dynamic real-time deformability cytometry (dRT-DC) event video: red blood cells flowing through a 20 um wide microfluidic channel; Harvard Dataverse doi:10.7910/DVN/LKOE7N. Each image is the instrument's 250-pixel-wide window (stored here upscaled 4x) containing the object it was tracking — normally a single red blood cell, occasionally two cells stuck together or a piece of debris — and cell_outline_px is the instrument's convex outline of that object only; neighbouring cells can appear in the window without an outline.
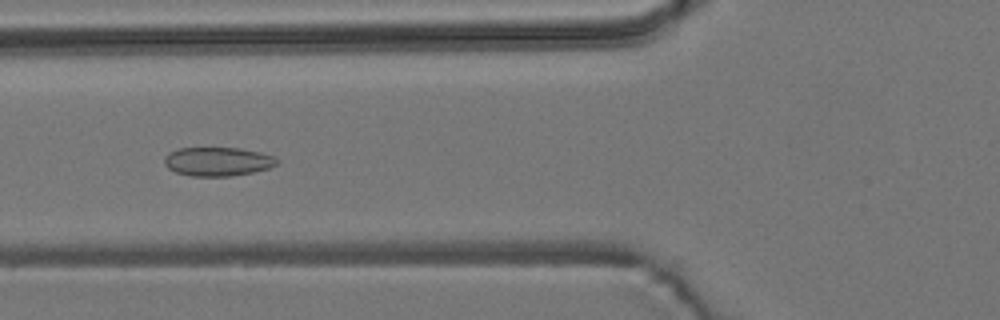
{"species": "common noctule bat (a hibernating species)", "species_latin": "Nyctalus noctula", "temperature_condition": "room temperature", "stored_images_in_passage": 55, "camera_frame_rate_fps": 3000, "um_per_image_px": 0.085, "animal": {"sex": "male", "body_mass_g": 19.2, "forearm_length_mm": 51.8}, "frame": {"image": 1, "passage_image": 21, "time_ms": 6.667, "image_size_px": [1000, 320], "cell_outline_px": [[280, 160], [276, 164], [268, 168], [252, 172], [232, 176], [192, 176], [176, 172], [168, 168], [164, 164], [164, 156], [168, 152], [180, 148], [240, 148], [260, 152], [272, 156]], "centroid_in_image_um": [18.48, 13.73], "position_along_channel_um": 107.3, "area_um2": 18.9}}
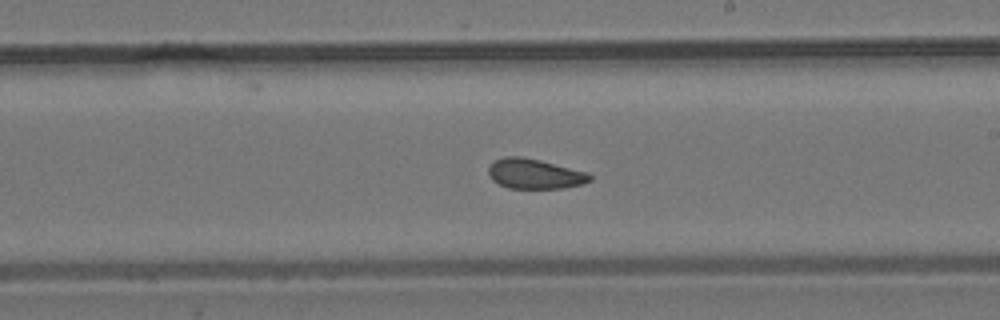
{"frame": {"image": 2, "passage_image": 32, "time_ms": 10.333, "image_size_px": [1000, 320], "cell_outline_px": [[592, 180], [584, 184], [564, 188], [508, 188], [492, 180], [488, 172], [488, 168], [496, 160], [504, 156], [520, 156], [540, 160], [588, 172], [592, 176]], "centroid_in_image_um": [45.48, 14.78], "position_along_channel_um": 243.5, "area_um2": 17.74}}
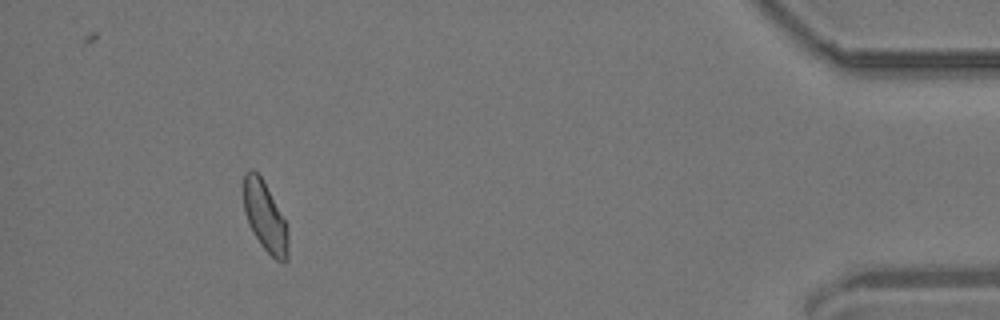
{"frame": {"image": 3, "passage_image": 51, "time_ms": 16.667, "image_size_px": [1000, 320], "cell_outline_px": [[288, 260], [276, 260], [260, 244], [252, 232], [248, 224], [244, 212], [244, 172], [252, 168], [260, 176], [284, 220], [288, 228]], "centroid_in_image_um": [22.51, 18.44], "position_along_channel_um": 412.7, "area_um2": 17.74}, "authors_computed_cell_mechanics": {"area_um2": 18.5538, "velocity_mm_per_s": 3.7162, "shape_relaxation_time_tau1_ms": null, "shape_relaxation_time_tau2_ms": 1.6722, "deformation_change_tau1": null, "deformation_change_tau2": 0.0546}}